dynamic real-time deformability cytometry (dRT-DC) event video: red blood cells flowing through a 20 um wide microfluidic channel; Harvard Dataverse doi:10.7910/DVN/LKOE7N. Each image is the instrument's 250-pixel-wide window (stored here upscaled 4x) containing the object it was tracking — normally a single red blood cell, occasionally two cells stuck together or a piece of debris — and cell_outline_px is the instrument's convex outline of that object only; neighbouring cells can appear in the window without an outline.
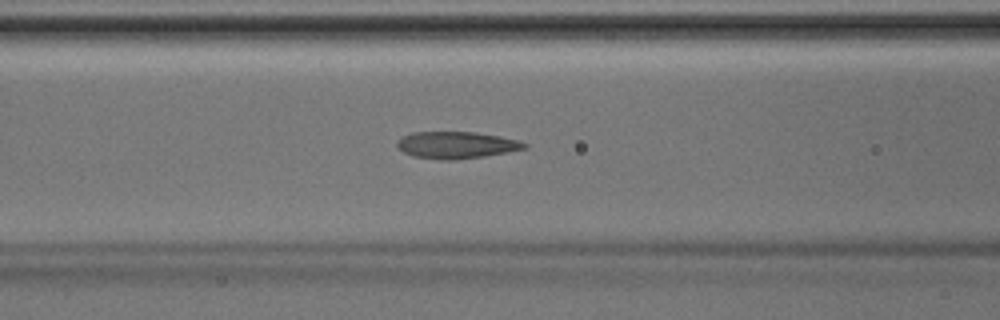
{"species": "Egyptian fruit bat (a non-hibernating species)", "species_latin": "Rousettus aegyptiacus", "temperature_condition": "room temperature", "stored_images_in_passage": 35, "camera_frame_rate_fps": 3000, "um_per_image_px": 0.085, "animal": {"sex": "male"}, "frame": {"image": 1, "passage_image": 11, "time_ms": 3.333, "image_size_px": [1000, 320], "cell_outline_px": [[528, 148], [508, 152], [484, 156], [456, 160], [444, 160], [412, 156], [396, 148], [396, 140], [400, 136], [412, 132], [476, 132], [500, 136], [520, 140], [528, 144]], "centroid_in_image_um": [38.77, 12.32], "position_along_channel_um": 127.8, "area_um2": 20.29}}
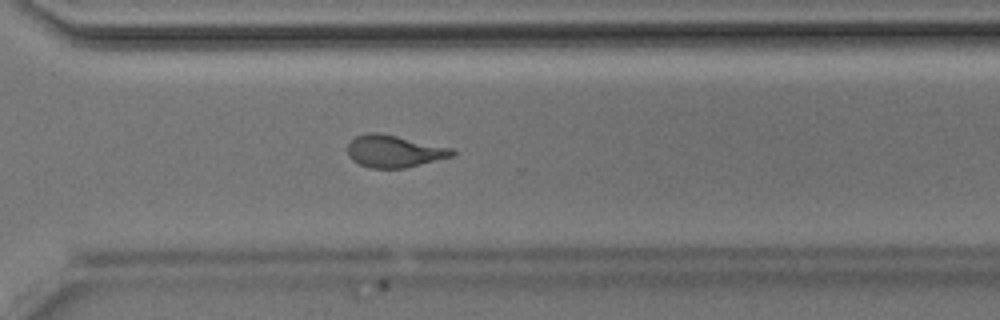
{"frame": {"image": 2, "passage_image": 25, "time_ms": 8.0, "image_size_px": [1000, 320], "cell_outline_px": [[456, 152], [452, 156], [404, 168], [372, 168], [360, 164], [352, 160], [348, 156], [348, 144], [356, 136], [368, 132], [380, 132], [452, 148]], "centroid_in_image_um": [33.48, 12.84], "position_along_channel_um": 337.1, "area_um2": 19.48}}